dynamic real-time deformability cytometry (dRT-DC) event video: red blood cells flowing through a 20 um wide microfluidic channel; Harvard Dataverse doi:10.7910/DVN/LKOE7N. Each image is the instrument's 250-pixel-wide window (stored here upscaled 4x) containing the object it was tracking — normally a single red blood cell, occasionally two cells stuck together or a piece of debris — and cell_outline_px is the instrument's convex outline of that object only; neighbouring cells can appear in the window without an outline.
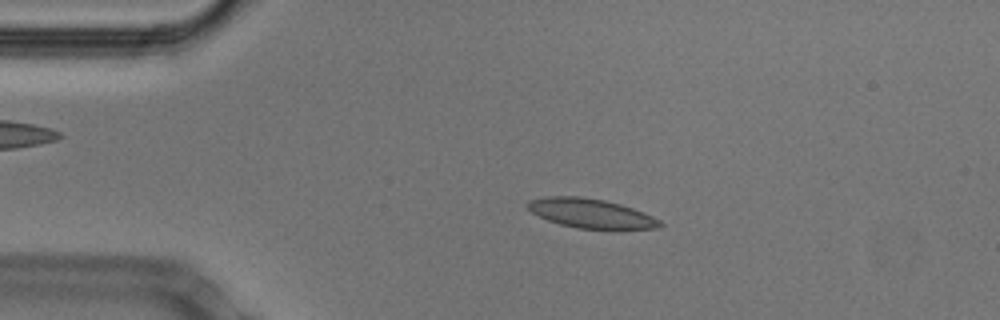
{"species": "Egyptian fruit bat (a non-hibernating species)", "species_latin": "Rousettus aegyptiacus", "temperature_condition": "cold", "stored_images_in_passage": 52, "camera_frame_rate_fps": 3000, "um_per_image_px": 0.085, "animal": {"sex": "male"}, "frame": {"image": 1, "passage_image": 10, "time_ms": 3.0, "image_size_px": [1000, 320], "cell_outline_px": [[664, 224], [660, 228], [616, 232], [576, 228], [560, 224], [548, 220], [532, 212], [528, 208], [528, 200], [544, 196], [580, 196], [604, 200], [620, 204], [632, 208], [652, 216], [660, 220]], "centroid_in_image_um": [50.32, 18.19], "position_along_channel_um": 34.7, "area_um2": 23.47}}
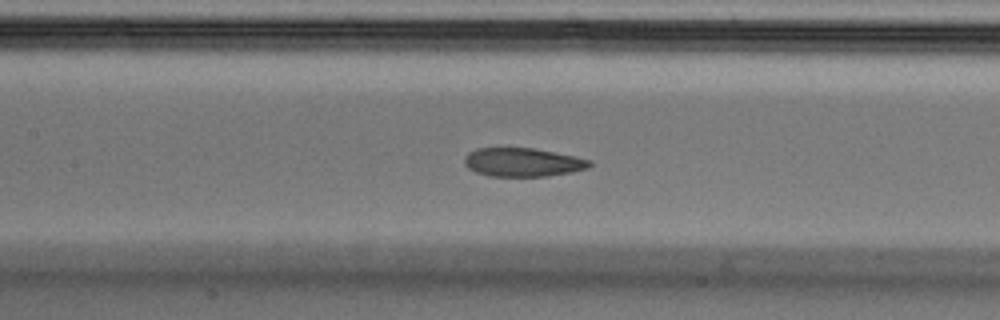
{"frame": {"image": 2, "passage_image": 23, "time_ms": 7.333, "image_size_px": [1000, 320], "cell_outline_px": [[592, 164], [588, 168], [572, 172], [548, 176], [488, 176], [476, 172], [468, 168], [464, 164], [464, 156], [468, 152], [476, 148], [532, 148], [576, 156], [592, 160]], "centroid_in_image_um": [44.43, 13.79], "position_along_channel_um": 163.0, "area_um2": 21.04}}
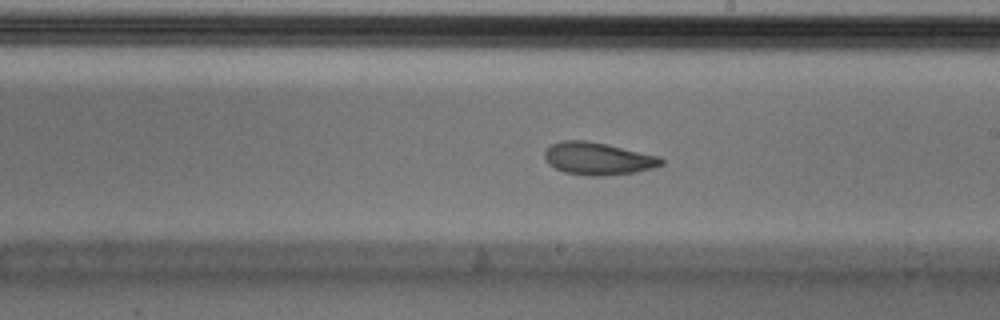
{"frame": {"image": 3, "passage_image": 29, "time_ms": 9.333, "image_size_px": [1000, 320], "cell_outline_px": [[664, 164], [652, 168], [632, 172], [604, 176], [588, 176], [564, 172], [548, 164], [544, 156], [544, 152], [552, 144], [564, 140], [588, 140], [660, 156], [664, 160]], "centroid_in_image_um": [50.82, 13.48], "position_along_channel_um": 238.2, "area_um2": 22.02}, "authors_computed_cell_mechanics": {"area_um2": 22.3975, "velocity_mm_per_s": 3.7711, "shape_relaxation_time_tau1_ms": 6.473, "shape_relaxation_time_tau2_ms": 2.0432, "deformation_change_tau1": 0.1394, "deformation_change_tau2": 0.0767}}